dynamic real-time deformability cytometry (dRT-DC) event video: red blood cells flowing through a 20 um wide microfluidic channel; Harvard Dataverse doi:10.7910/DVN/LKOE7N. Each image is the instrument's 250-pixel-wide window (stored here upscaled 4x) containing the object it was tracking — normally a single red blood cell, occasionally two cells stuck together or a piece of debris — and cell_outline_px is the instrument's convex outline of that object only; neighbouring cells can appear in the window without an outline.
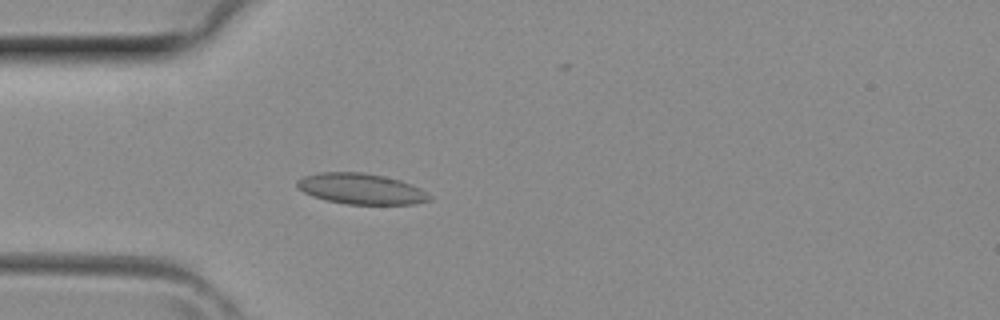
{"species": "common noctule bat (a hibernating species)", "species_latin": "Nyctalus noctula", "temperature_condition": "room temperature", "stored_images_in_passage": 4, "camera_frame_rate_fps": 3000, "um_per_image_px": 0.085, "animal": {"sex": "female", "body_mass_g": 29.2, "forearm_length_mm": 56.3}, "frame": {"image": 1, "passage_image": 3, "time_ms": 0.667, "image_size_px": [1000, 320], "cell_outline_px": [[432, 200], [416, 204], [348, 204], [328, 200], [312, 196], [304, 192], [296, 184], [296, 180], [304, 176], [320, 172], [364, 172], [384, 176], [400, 180], [420, 188], [432, 196]], "centroid_in_image_um": [30.72, 16.04], "position_along_channel_um": 54.3, "area_um2": 23.7}}